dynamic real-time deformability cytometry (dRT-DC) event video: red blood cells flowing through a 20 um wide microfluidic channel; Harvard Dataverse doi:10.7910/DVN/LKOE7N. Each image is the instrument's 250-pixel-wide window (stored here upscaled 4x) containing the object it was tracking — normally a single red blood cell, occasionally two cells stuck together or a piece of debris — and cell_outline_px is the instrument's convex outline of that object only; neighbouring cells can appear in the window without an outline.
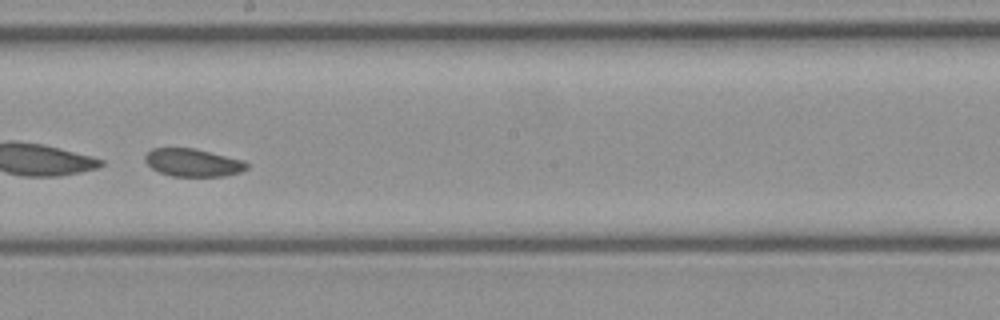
{"species": "common noctule bat (a hibernating species)", "species_latin": "Nyctalus noctula", "temperature_condition": "cold", "stored_images_in_passage": 45, "camera_frame_rate_fps": 3000, "um_per_image_px": 0.085, "animal": {"sex": "female", "body_mass_g": 21.9}, "frame": {"image": 1, "passage_image": 26, "time_ms": 8.333, "image_size_px": [1000, 320], "cell_outline_px": [[248, 168], [240, 172], [224, 176], [172, 176], [160, 172], [152, 168], [144, 160], [144, 156], [152, 148], [196, 148], [244, 160], [248, 164]], "centroid_in_image_um": [16.41, 13.81], "position_along_channel_um": 231.8, "area_um2": 16.53}}